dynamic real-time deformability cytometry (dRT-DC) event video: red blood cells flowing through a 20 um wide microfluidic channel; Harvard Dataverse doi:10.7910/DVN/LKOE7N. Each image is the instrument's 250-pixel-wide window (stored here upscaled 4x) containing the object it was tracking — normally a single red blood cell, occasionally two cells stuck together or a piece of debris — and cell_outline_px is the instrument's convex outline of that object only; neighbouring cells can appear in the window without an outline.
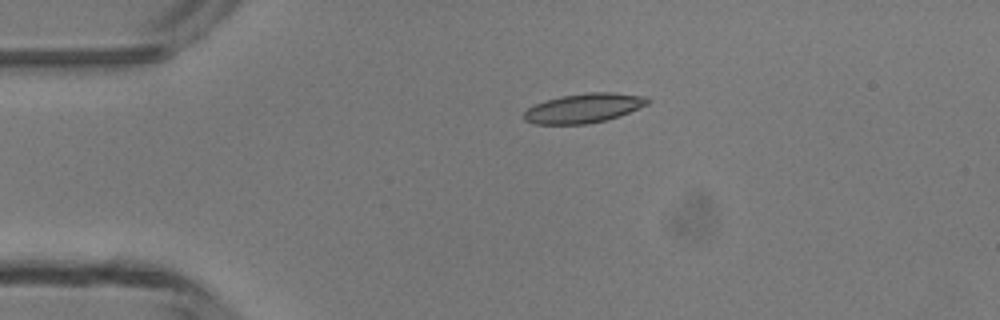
{"species": "common noctule bat (a hibernating species)", "species_latin": "Nyctalus noctula", "temperature_condition": "room temperature", "stored_images_in_passage": 3, "camera_frame_rate_fps": 3000, "um_per_image_px": 0.085, "animal": {"sex": "male", "body_mass_g": 13.3}, "frame": {"image": 1, "passage_image": 2, "time_ms": 1.333, "image_size_px": [1000, 320], "cell_outline_px": [[652, 100], [648, 104], [620, 116], [608, 120], [584, 124], [532, 124], [524, 120], [524, 112], [528, 108], [536, 104], [560, 96], [588, 92], [612, 92], [648, 96]], "centroid_in_image_um": [49.67, 9.19], "position_along_channel_um": 35.3, "area_um2": 21.33}}